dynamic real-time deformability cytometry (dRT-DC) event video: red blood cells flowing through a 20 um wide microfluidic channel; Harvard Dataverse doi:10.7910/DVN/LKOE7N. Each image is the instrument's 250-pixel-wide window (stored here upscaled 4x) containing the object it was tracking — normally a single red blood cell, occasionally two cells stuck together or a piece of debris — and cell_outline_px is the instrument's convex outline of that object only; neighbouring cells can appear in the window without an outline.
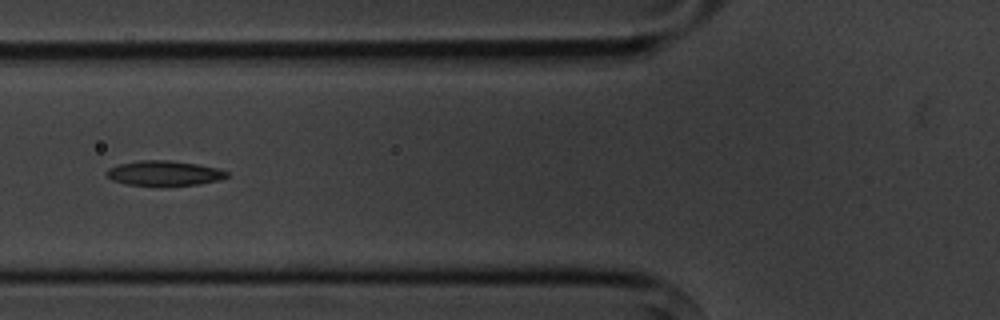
{"species": "common noctule bat (a hibernating species)", "species_latin": "Nyctalus noctula", "temperature_condition": "cold", "stored_images_in_passage": 12, "camera_frame_rate_fps": 3000, "um_per_image_px": 0.085, "animal": {"sex": "male", "body_mass_g": 20.1, "forearm_length_mm": 53.5}, "frame": {"image": 1, "passage_image": 3, "time_ms": 3.333, "image_size_px": [1000, 320], "cell_outline_px": [[228, 176], [220, 180], [200, 184], [156, 188], [124, 184], [112, 180], [104, 172], [108, 168], [120, 164], [140, 160], [168, 160], [196, 164], [216, 168], [228, 172]], "centroid_in_image_um": [13.92, 14.76], "position_along_channel_um": 111.9, "area_um2": 18.09}}
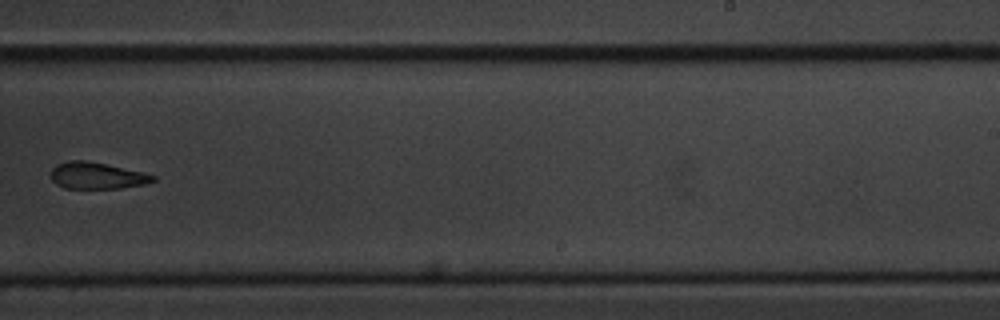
{"frame": {"image": 2, "passage_image": 7, "time_ms": 8.0, "image_size_px": [1000, 320], "cell_outline_px": [[156, 180], [144, 184], [120, 188], [64, 188], [56, 184], [48, 176], [52, 168], [56, 164], [68, 160], [84, 160], [104, 164], [140, 172], [156, 176]], "centroid_in_image_um": [8.15, 14.93], "position_along_channel_um": 280.9, "area_um2": 15.72}}
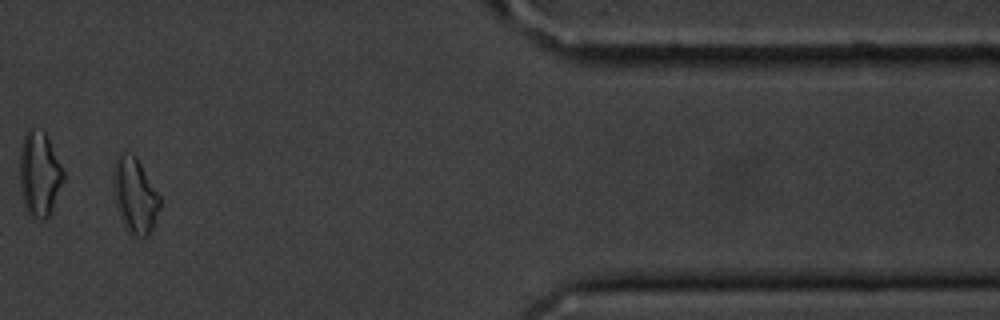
{"frame": {"image": 3, "passage_image": 11, "time_ms": 12.333, "image_size_px": [1000, 320], "cell_outline_px": [[160, 208], [152, 228], [148, 236], [136, 236], [128, 232], [124, 224], [116, 204], [112, 184], [116, 156], [120, 152], [132, 152], [136, 156], [160, 196]], "centroid_in_image_um": [11.46, 16.57], "position_along_channel_um": 399.9, "area_um2": 20.35}, "authors_computed_cell_mechanics": {"area_um2": 17.6868, "velocity_mm_per_s": 3.6089, "shape_relaxation_time_tau1_ms": 5.385, "shape_relaxation_time_tau2_ms": null, "deformation_change_tau1": 0.1016, "deformation_change_tau2": null}}